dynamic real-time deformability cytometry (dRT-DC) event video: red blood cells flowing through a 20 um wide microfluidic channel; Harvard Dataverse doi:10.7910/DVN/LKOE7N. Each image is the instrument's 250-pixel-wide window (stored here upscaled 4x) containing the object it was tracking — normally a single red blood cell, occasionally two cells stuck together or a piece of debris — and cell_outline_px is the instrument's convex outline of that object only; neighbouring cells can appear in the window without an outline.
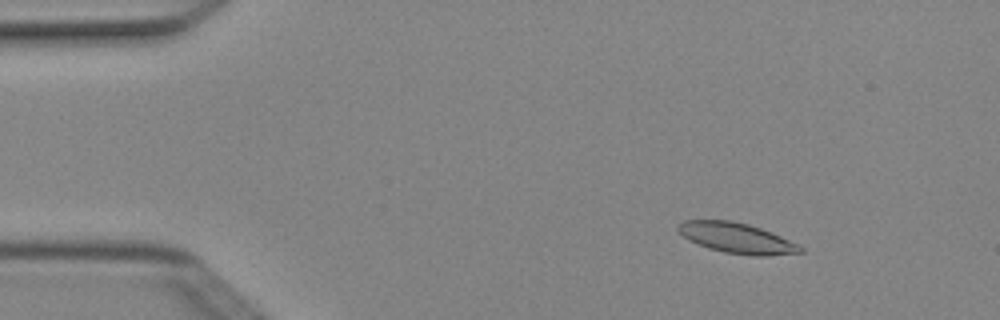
{"species": "Egyptian fruit bat (a non-hibernating species)", "species_latin": "Rousettus aegyptiacus", "temperature_condition": "cold", "stored_images_in_passage": 4, "camera_frame_rate_fps": 3000, "um_per_image_px": 0.085, "animal": {"sex": "female"}, "frame": {"image": 1, "passage_image": 2, "time_ms": 0.333, "image_size_px": [1000, 320], "cell_outline_px": [[804, 252], [768, 256], [752, 256], [724, 252], [708, 248], [688, 240], [676, 228], [676, 224], [684, 220], [732, 220], [748, 224], [772, 232], [800, 244], [804, 248]], "centroid_in_image_um": [62.65, 20.23], "position_along_channel_um": 22.4, "area_um2": 21.91}}